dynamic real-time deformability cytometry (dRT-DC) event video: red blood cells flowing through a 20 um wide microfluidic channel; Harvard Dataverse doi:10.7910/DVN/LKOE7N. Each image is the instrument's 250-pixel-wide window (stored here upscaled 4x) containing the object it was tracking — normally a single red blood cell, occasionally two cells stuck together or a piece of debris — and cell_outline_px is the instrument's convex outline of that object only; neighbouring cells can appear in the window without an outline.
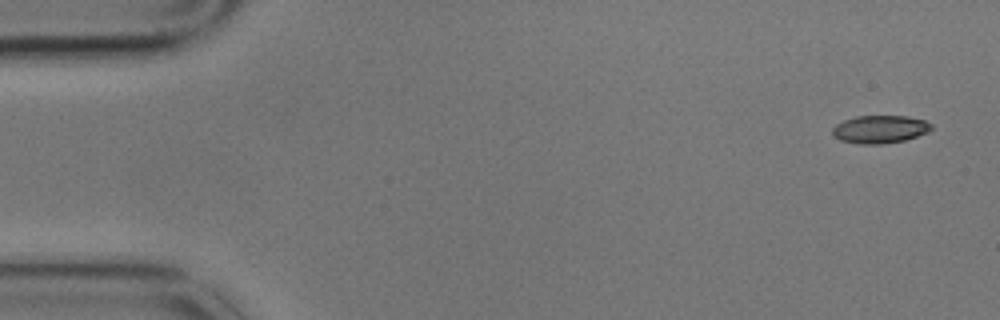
{"species": "common noctule bat (a hibernating species)", "species_latin": "Nyctalus noctula", "temperature_condition": "cold", "stored_images_in_passage": 5, "camera_frame_rate_fps": 3000, "um_per_image_px": 0.085, "animal": {"sex": "male", "body_mass_g": 17.9}, "frame": {"image": 1, "passage_image": 1, "time_ms": 0.0, "image_size_px": [1000, 320], "cell_outline_px": [[932, 128], [928, 132], [904, 140], [880, 144], [860, 144], [840, 140], [832, 136], [832, 128], [836, 124], [844, 120], [856, 116], [908, 116], [924, 120], [932, 124]], "centroid_in_image_um": [74.77, 10.98], "position_along_channel_um": 10.2, "area_um2": 16.07}}
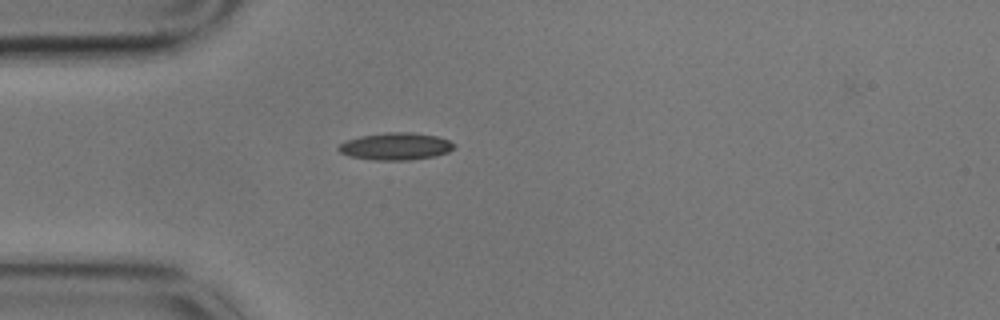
{"frame": {"image": 2, "passage_image": 4, "time_ms": 1.0, "image_size_px": [1000, 320], "cell_outline_px": [[456, 144], [448, 152], [436, 156], [408, 160], [372, 160], [348, 156], [340, 152], [336, 148], [340, 144], [348, 140], [360, 136], [388, 132], [412, 132], [436, 136], [448, 140]], "centroid_in_image_um": [33.62, 12.44], "position_along_channel_um": 51.4, "area_um2": 18.32}}